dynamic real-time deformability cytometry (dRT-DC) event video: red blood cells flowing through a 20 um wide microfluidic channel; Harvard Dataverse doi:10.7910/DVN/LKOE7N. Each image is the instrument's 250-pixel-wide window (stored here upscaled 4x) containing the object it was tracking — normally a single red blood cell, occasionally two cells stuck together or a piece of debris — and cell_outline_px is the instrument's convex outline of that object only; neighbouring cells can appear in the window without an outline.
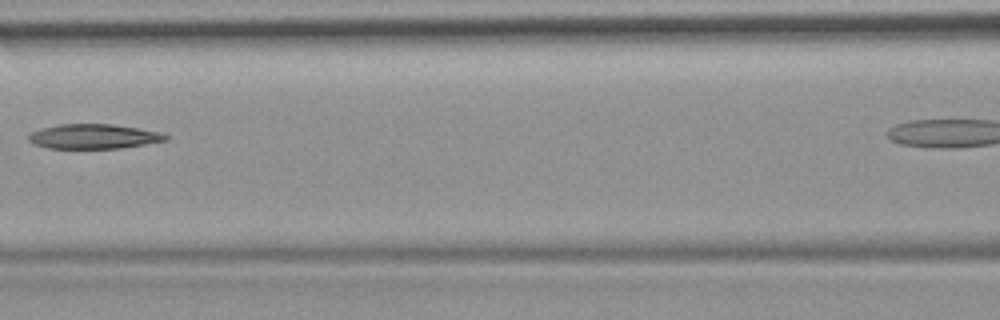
{"species": "common noctule bat (a hibernating species)", "species_latin": "Nyctalus noctula", "temperature_condition": "room temperature", "stored_images_in_passage": 7, "camera_frame_rate_fps": 3000, "um_per_image_px": 0.085, "animal": {"sex": "female", "body_mass_g": 19.9}, "frame": {"image": 1, "passage_image": 4, "time_ms": 3.667, "image_size_px": [1000, 320], "cell_outline_px": [[168, 140], [120, 148], [48, 148], [36, 144], [28, 140], [28, 136], [32, 132], [40, 128], [60, 124], [112, 124], [160, 132], [168, 136]], "centroid_in_image_um": [7.95, 11.59], "position_along_channel_um": 158.7, "area_um2": 19.48}}
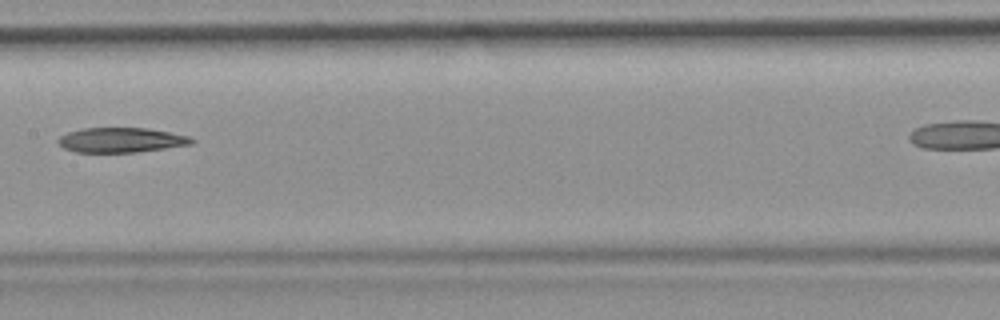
{"frame": {"image": 2, "passage_image": 5, "time_ms": 4.667, "image_size_px": [1000, 320], "cell_outline_px": [[196, 140], [192, 144], [136, 152], [76, 152], [64, 148], [56, 140], [60, 136], [68, 132], [84, 128], [148, 128], [188, 136]], "centroid_in_image_um": [10.28, 11.9], "position_along_channel_um": 197.1, "area_um2": 19.13}}